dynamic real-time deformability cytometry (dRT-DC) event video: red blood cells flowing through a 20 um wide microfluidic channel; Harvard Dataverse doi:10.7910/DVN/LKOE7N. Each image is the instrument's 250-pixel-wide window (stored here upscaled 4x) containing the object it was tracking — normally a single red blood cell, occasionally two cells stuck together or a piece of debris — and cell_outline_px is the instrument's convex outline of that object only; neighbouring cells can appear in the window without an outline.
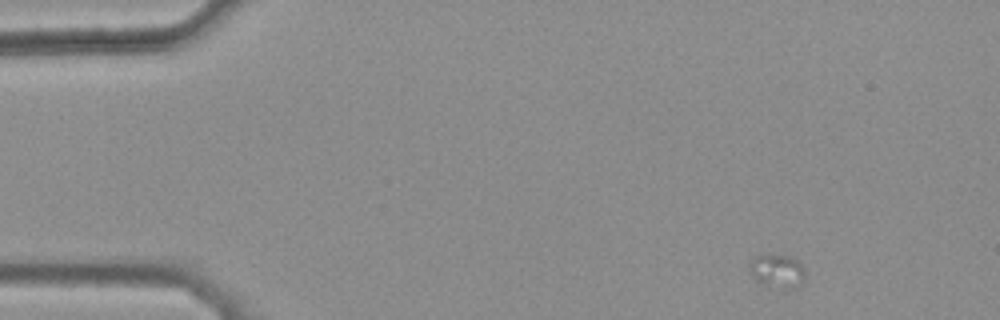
{"species": "common noctule bat (a hibernating species)", "species_latin": "Nyctalus noctula", "temperature_condition": "warm", "stored_images_in_passage": 13, "camera_frame_rate_fps": 3000, "um_per_image_px": 0.085, "animal": {"sex": "female", "body_mass_g": 25.1}, "frame": {"image": 1, "passage_image": 1, "time_ms": 0.0, "image_size_px": [1000, 320], "cell_outline_px": [[804, 280], [796, 288], [784, 288], [760, 284], [756, 280], [752, 272], [752, 260], [756, 256], [788, 256], [796, 260], [804, 268]], "centroid_in_image_um": [66.12, 23.07], "position_along_channel_um": 18.9, "area_um2": 10.29}}